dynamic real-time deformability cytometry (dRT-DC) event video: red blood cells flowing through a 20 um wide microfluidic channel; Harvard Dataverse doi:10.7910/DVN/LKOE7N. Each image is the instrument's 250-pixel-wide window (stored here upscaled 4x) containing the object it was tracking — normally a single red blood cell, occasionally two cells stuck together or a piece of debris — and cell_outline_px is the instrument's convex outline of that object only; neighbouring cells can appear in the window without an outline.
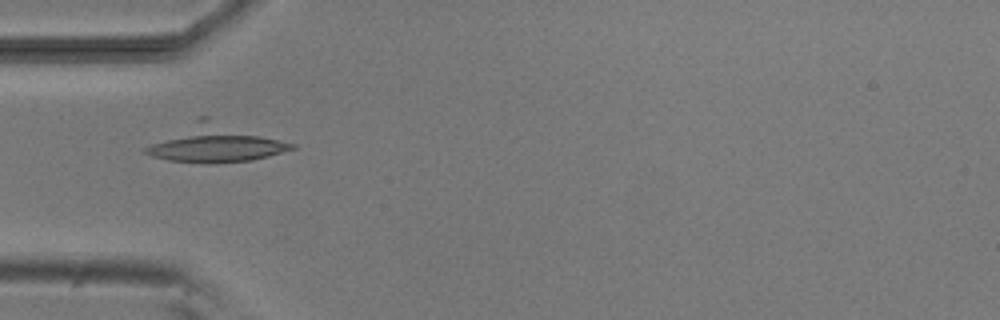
{"species": "common noctule bat (a hibernating species)", "species_latin": "Nyctalus noctula", "temperature_condition": "room temperature", "stored_images_in_passage": 6, "camera_frame_rate_fps": 3000, "um_per_image_px": 0.085, "animal": {"sex": "male", "body_mass_g": 20.5, "forearm_length_mm": 52.5}, "frame": {"image": 1, "passage_image": 5, "time_ms": 4.667, "image_size_px": [1000, 320], "cell_outline_px": [[296, 148], [268, 156], [252, 160], [212, 164], [208, 164], [168, 160], [152, 156], [144, 152], [144, 148], [200, 116], [208, 116], [296, 144]], "centroid_in_image_um": [18.35, 12.19], "position_along_channel_um": 66.7, "area_um2": 31.79}}
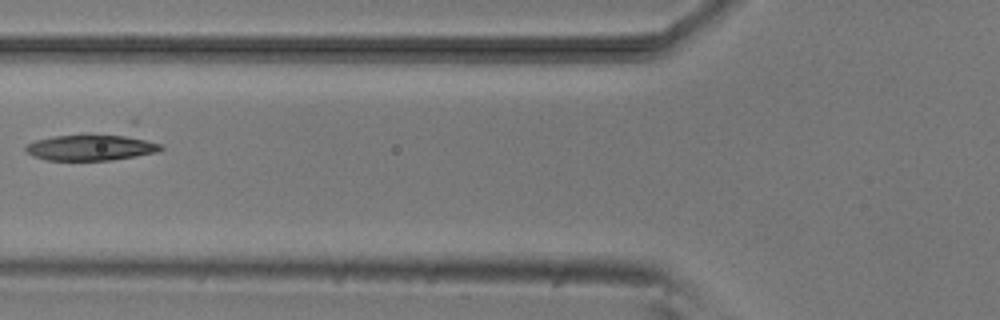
{"frame": {"image": 2, "passage_image": 6, "time_ms": 6.0, "image_size_px": [1000, 320], "cell_outline_px": [[164, 148], [156, 152], [136, 156], [112, 160], [48, 160], [32, 156], [24, 148], [28, 144], [36, 140], [52, 136], [128, 120], [136, 120]], "centroid_in_image_um": [8.26, 12.2], "position_along_channel_um": 117.5, "area_um2": 26.65}}